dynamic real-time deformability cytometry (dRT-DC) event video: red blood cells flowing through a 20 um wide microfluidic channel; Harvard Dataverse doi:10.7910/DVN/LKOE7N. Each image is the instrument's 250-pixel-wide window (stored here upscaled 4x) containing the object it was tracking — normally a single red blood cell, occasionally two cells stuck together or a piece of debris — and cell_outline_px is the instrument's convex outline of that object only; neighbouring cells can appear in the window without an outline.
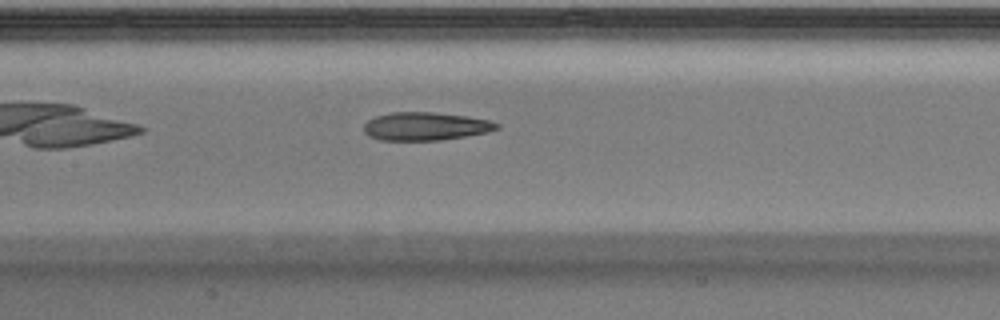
{"species": "Egyptian fruit bat (a non-hibernating species)", "species_latin": "Rousettus aegyptiacus", "temperature_condition": "warm", "stored_images_in_passage": 30, "camera_frame_rate_fps": 3000, "um_per_image_px": 0.085, "animal": {"sex": "male"}, "frame": {"image": 1, "passage_image": 9, "time_ms": 2.667, "image_size_px": [1000, 320], "cell_outline_px": [[500, 128], [488, 132], [440, 140], [380, 140], [368, 136], [364, 132], [364, 124], [368, 120], [376, 116], [388, 112], [432, 112], [468, 116], [488, 120], [500, 124]], "centroid_in_image_um": [36.15, 10.73], "position_along_channel_um": 171.2, "area_um2": 21.85}}
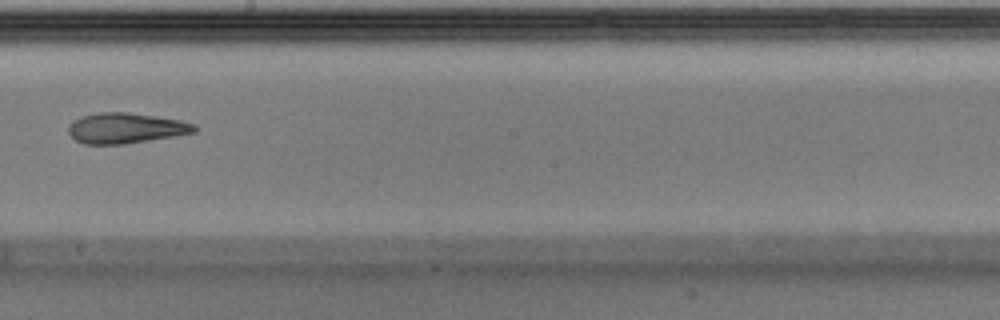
{"frame": {"image": 2, "passage_image": 13, "time_ms": 4.0, "image_size_px": [1000, 320], "cell_outline_px": [[196, 132], [124, 144], [84, 144], [76, 140], [68, 132], [68, 128], [72, 120], [80, 116], [100, 112], [128, 112], [156, 116], [180, 120], [192, 124], [196, 128]], "centroid_in_image_um": [10.63, 10.88], "position_along_channel_um": 237.6, "area_um2": 22.2}}